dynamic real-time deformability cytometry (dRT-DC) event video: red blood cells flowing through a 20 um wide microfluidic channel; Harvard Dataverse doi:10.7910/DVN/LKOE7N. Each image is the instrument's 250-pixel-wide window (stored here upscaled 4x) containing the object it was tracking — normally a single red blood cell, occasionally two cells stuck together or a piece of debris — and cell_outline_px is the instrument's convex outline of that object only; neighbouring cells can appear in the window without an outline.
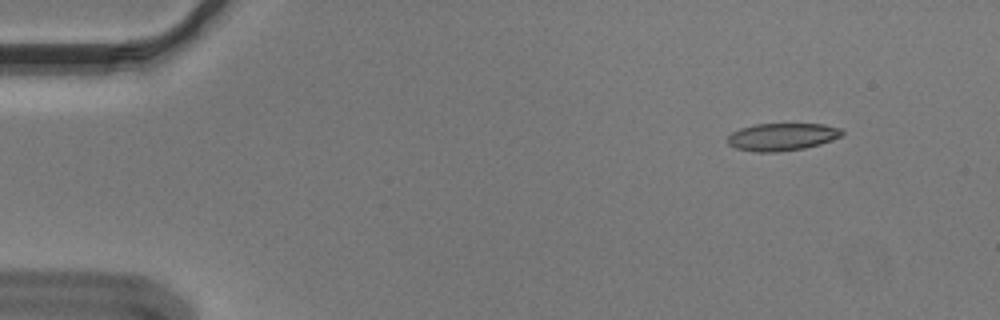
{"species": "Egyptian fruit bat (a non-hibernating species)", "species_latin": "Rousettus aegyptiacus", "temperature_condition": "cold", "stored_images_in_passage": 50, "camera_frame_rate_fps": 3000, "um_per_image_px": 0.085, "animal": {"sex": "male"}, "frame": {"image": 1, "passage_image": 1, "time_ms": 0.0, "image_size_px": [1000, 320], "cell_outline_px": [[844, 132], [840, 136], [832, 140], [820, 144], [804, 148], [780, 152], [752, 152], [736, 148], [728, 144], [728, 136], [732, 132], [740, 128], [756, 124], [824, 124], [840, 128]], "centroid_in_image_um": [66.46, 11.64], "position_along_channel_um": 18.5, "area_um2": 18.38}}
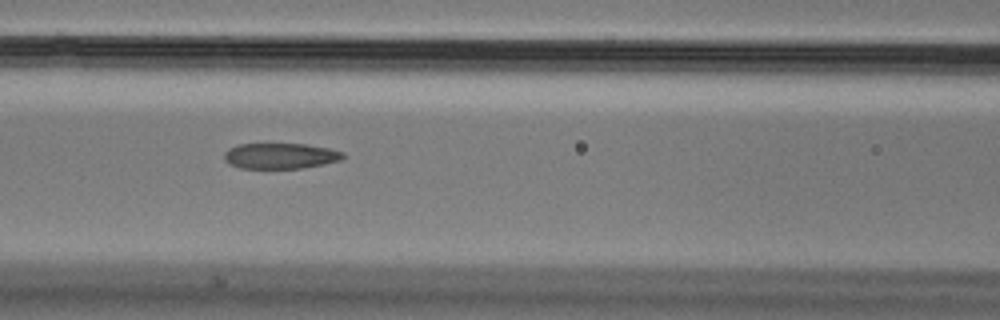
{"frame": {"image": 2, "passage_image": 19, "time_ms": 6.0, "image_size_px": [1000, 320], "cell_outline_px": [[344, 156], [340, 160], [300, 168], [240, 168], [228, 164], [224, 160], [224, 152], [228, 148], [240, 144], [304, 144], [328, 148], [344, 152]], "centroid_in_image_um": [23.77, 13.25], "position_along_channel_um": 142.8, "area_um2": 17.63}}
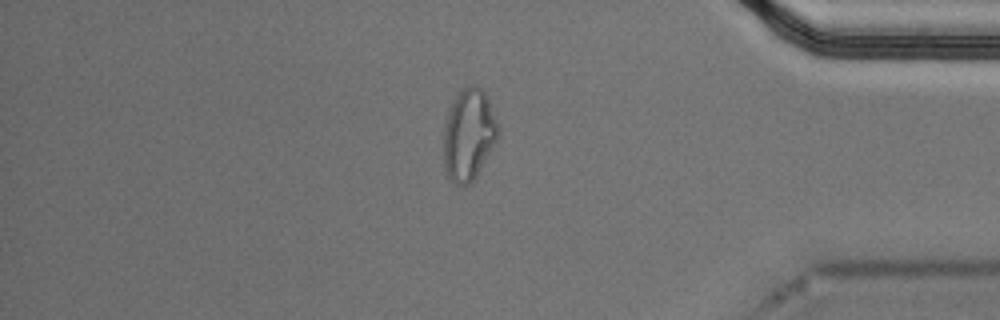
{"frame": {"image": 3, "passage_image": 42, "time_ms": 13.667, "image_size_px": [1000, 320], "cell_outline_px": [[500, 132], [496, 140], [476, 176], [468, 184], [456, 184], [448, 176], [444, 168], [444, 124], [452, 104], [456, 96], [464, 88], [472, 84], [476, 84], [488, 96], [500, 128]], "centroid_in_image_um": [39.86, 11.42], "position_along_channel_um": 395.3, "area_um2": 28.78}, "authors_computed_cell_mechanics": {"area_um2": 19.2763, "velocity_mm_per_s": 3.6333, "shape_relaxation_time_tau1_ms": null, "shape_relaxation_time_tau2_ms": 1.9153, "deformation_change_tau1": null, "deformation_change_tau2": 0.0911}}